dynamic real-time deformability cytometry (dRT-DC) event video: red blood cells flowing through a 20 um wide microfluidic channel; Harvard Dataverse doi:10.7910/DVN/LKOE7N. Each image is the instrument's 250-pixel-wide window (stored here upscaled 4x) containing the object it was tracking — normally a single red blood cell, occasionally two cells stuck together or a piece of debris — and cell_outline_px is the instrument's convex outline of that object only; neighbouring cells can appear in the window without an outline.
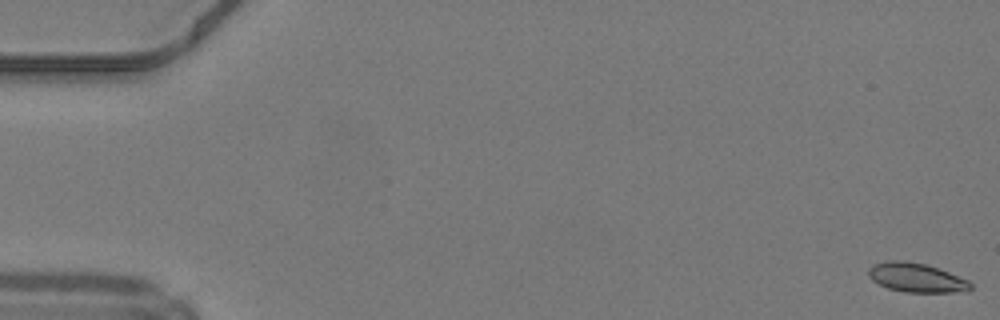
{"species": "common noctule bat (a hibernating species)", "species_latin": "Nyctalus noctula", "temperature_condition": "warm", "stored_images_in_passage": 49, "camera_frame_rate_fps": 3000, "um_per_image_px": 0.085, "animal": {"sex": "male", "body_mass_g": 19.2, "forearm_length_mm": 51.8}, "frame": {"image": 1, "passage_image": 1, "time_ms": 0.0, "image_size_px": [1000, 320], "cell_outline_px": [[972, 288], [968, 292], [904, 292], [888, 288], [872, 280], [868, 276], [868, 268], [872, 264], [888, 260], [904, 260], [924, 264], [948, 272], [968, 280], [972, 284]], "centroid_in_image_um": [77.88, 23.6], "position_along_channel_um": 7.1, "area_um2": 17.4}}
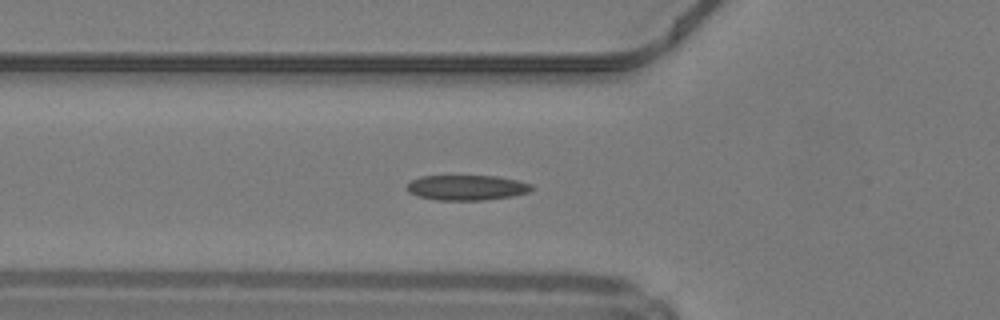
{"frame": {"image": 2, "passage_image": 18, "time_ms": 5.667, "image_size_px": [1000, 320], "cell_outline_px": [[536, 188], [528, 192], [512, 196], [484, 200], [436, 200], [416, 196], [408, 192], [408, 184], [412, 180], [420, 176], [496, 176], [516, 180], [532, 184]], "centroid_in_image_um": [39.68, 15.95], "position_along_channel_um": 86.1, "area_um2": 18.32}}
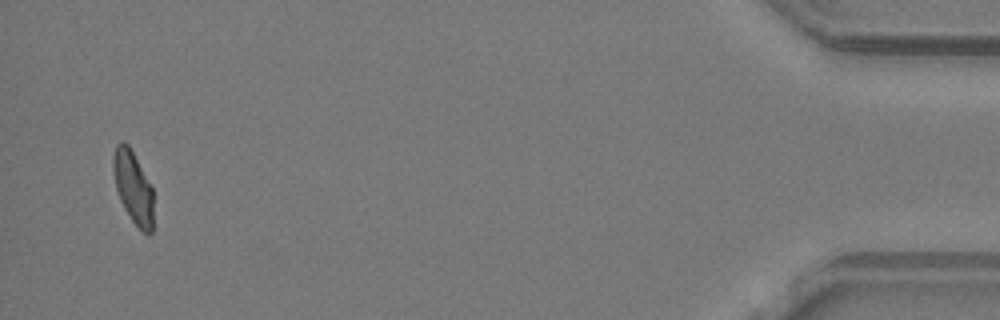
{"frame": {"image": 3, "passage_image": 48, "time_ms": 15.667, "image_size_px": [1000, 320], "cell_outline_px": [[152, 232], [148, 236], [132, 220], [124, 208], [120, 200], [116, 188], [112, 168], [112, 156], [116, 144], [120, 140], [124, 140], [128, 144], [152, 188]], "centroid_in_image_um": [11.28, 15.87], "position_along_channel_um": 423.9, "area_um2": 16.76}, "authors_computed_cell_mechanics": {"area_um2": 17.6868, "velocity_mm_per_s": 4.2239, "shape_relaxation_time_tau1_ms": null, "shape_relaxation_time_tau2_ms": 1.62, "deformation_change_tau1": null, "deformation_change_tau2": 0.0668}}